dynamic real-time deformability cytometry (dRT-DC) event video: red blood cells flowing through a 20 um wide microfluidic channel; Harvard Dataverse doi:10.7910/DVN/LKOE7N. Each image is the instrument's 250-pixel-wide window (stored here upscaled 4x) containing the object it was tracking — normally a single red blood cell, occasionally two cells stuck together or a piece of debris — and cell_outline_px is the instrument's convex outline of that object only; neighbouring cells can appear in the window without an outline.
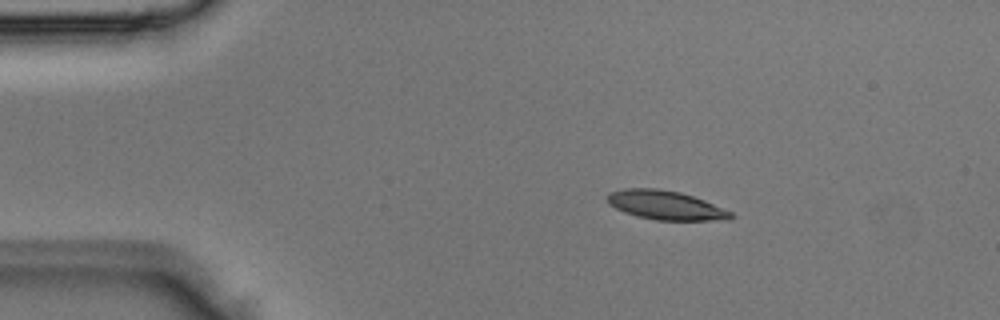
{"species": "Egyptian fruit bat (a non-hibernating species)", "species_latin": "Rousettus aegyptiacus", "temperature_condition": "room temperature", "stored_images_in_passage": 3, "camera_frame_rate_fps": 3000, "um_per_image_px": 0.085, "animal": {"sex": "male"}, "frame": {"image": 1, "passage_image": 2, "time_ms": 0.333, "image_size_px": [1000, 320], "cell_outline_px": [[732, 220], [656, 220], [636, 216], [624, 212], [608, 204], [604, 196], [608, 192], [624, 188], [656, 188], [680, 192], [704, 200], [732, 212]], "centroid_in_image_um": [56.52, 17.43], "position_along_channel_um": 28.5, "area_um2": 21.04}}